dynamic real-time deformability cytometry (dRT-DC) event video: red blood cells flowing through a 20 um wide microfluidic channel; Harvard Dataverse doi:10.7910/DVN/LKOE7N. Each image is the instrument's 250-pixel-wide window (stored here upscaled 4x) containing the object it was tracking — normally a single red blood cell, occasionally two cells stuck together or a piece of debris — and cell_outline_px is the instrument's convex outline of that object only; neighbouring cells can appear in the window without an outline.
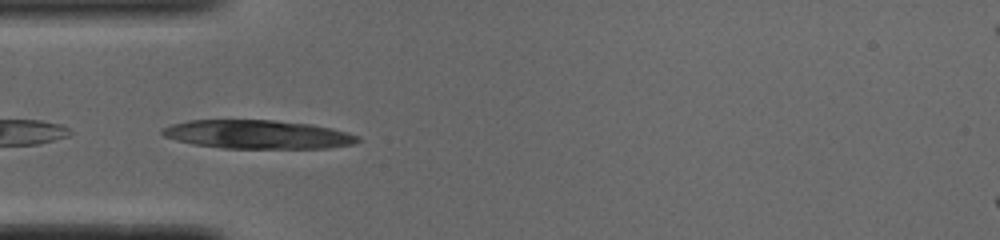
{"species": "common noctule bat (a hibernating species)", "species_latin": "Nyctalus noctula", "temperature_condition": "cold", "stored_images_in_passage": 35, "camera_frame_rate_fps": 3000, "um_per_image_px": 0.085, "animal": {"sex": "male", "body_mass_g": 19.0, "forearm_length_mm": 50.8}, "frame": {"image": 1, "passage_image": 1, "time_ms": 0.0, "image_size_px": [1000, 240], "cell_outline_px": [[360, 140], [352, 144], [328, 148], [220, 148], [192, 144], [176, 140], [164, 136], [160, 132], [164, 128], [172, 124], [188, 120], [272, 120], [308, 124], [328, 128], [344, 132], [356, 136]], "centroid_in_image_um": [21.82, 11.43], "position_along_channel_um": 63.2, "area_um2": 32.25}}